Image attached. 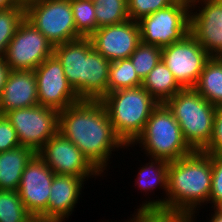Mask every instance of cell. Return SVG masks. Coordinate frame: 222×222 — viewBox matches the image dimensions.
I'll return each instance as SVG.
<instances>
[{
	"mask_svg": "<svg viewBox=\"0 0 222 222\" xmlns=\"http://www.w3.org/2000/svg\"><path fill=\"white\" fill-rule=\"evenodd\" d=\"M58 132L77 146L102 174L112 151L129 147L115 133L100 100H80L60 111Z\"/></svg>",
	"mask_w": 222,
	"mask_h": 222,
	"instance_id": "cell-1",
	"label": "cell"
},
{
	"mask_svg": "<svg viewBox=\"0 0 222 222\" xmlns=\"http://www.w3.org/2000/svg\"><path fill=\"white\" fill-rule=\"evenodd\" d=\"M212 184V154L193 151L169 162L167 210L195 218L200 206L209 203ZM197 209V210H196Z\"/></svg>",
	"mask_w": 222,
	"mask_h": 222,
	"instance_id": "cell-2",
	"label": "cell"
},
{
	"mask_svg": "<svg viewBox=\"0 0 222 222\" xmlns=\"http://www.w3.org/2000/svg\"><path fill=\"white\" fill-rule=\"evenodd\" d=\"M117 136L130 146L142 133L152 111L159 105L142 86L115 90L100 100Z\"/></svg>",
	"mask_w": 222,
	"mask_h": 222,
	"instance_id": "cell-3",
	"label": "cell"
},
{
	"mask_svg": "<svg viewBox=\"0 0 222 222\" xmlns=\"http://www.w3.org/2000/svg\"><path fill=\"white\" fill-rule=\"evenodd\" d=\"M179 124L193 151H203L210 142L217 110L194 88H183L164 103Z\"/></svg>",
	"mask_w": 222,
	"mask_h": 222,
	"instance_id": "cell-4",
	"label": "cell"
},
{
	"mask_svg": "<svg viewBox=\"0 0 222 222\" xmlns=\"http://www.w3.org/2000/svg\"><path fill=\"white\" fill-rule=\"evenodd\" d=\"M135 144L143 147L142 150L144 149L148 157L168 163L193 152L186 143L172 112L164 103H160L152 111L142 133L130 147Z\"/></svg>",
	"mask_w": 222,
	"mask_h": 222,
	"instance_id": "cell-5",
	"label": "cell"
},
{
	"mask_svg": "<svg viewBox=\"0 0 222 222\" xmlns=\"http://www.w3.org/2000/svg\"><path fill=\"white\" fill-rule=\"evenodd\" d=\"M137 22L141 42L166 47L189 34L190 4L184 0H176Z\"/></svg>",
	"mask_w": 222,
	"mask_h": 222,
	"instance_id": "cell-6",
	"label": "cell"
},
{
	"mask_svg": "<svg viewBox=\"0 0 222 222\" xmlns=\"http://www.w3.org/2000/svg\"><path fill=\"white\" fill-rule=\"evenodd\" d=\"M25 19L54 46L81 38L71 8V0H40L25 8Z\"/></svg>",
	"mask_w": 222,
	"mask_h": 222,
	"instance_id": "cell-7",
	"label": "cell"
},
{
	"mask_svg": "<svg viewBox=\"0 0 222 222\" xmlns=\"http://www.w3.org/2000/svg\"><path fill=\"white\" fill-rule=\"evenodd\" d=\"M18 135L19 144L37 152L58 132L59 111L36 105L4 114Z\"/></svg>",
	"mask_w": 222,
	"mask_h": 222,
	"instance_id": "cell-8",
	"label": "cell"
},
{
	"mask_svg": "<svg viewBox=\"0 0 222 222\" xmlns=\"http://www.w3.org/2000/svg\"><path fill=\"white\" fill-rule=\"evenodd\" d=\"M54 53V45L27 19L18 25L4 59L10 70L34 71Z\"/></svg>",
	"mask_w": 222,
	"mask_h": 222,
	"instance_id": "cell-9",
	"label": "cell"
},
{
	"mask_svg": "<svg viewBox=\"0 0 222 222\" xmlns=\"http://www.w3.org/2000/svg\"><path fill=\"white\" fill-rule=\"evenodd\" d=\"M211 55L189 33L162 48V61L183 88H193Z\"/></svg>",
	"mask_w": 222,
	"mask_h": 222,
	"instance_id": "cell-10",
	"label": "cell"
},
{
	"mask_svg": "<svg viewBox=\"0 0 222 222\" xmlns=\"http://www.w3.org/2000/svg\"><path fill=\"white\" fill-rule=\"evenodd\" d=\"M36 153L55 174L73 175L86 180L101 175L80 149L60 132L54 134Z\"/></svg>",
	"mask_w": 222,
	"mask_h": 222,
	"instance_id": "cell-11",
	"label": "cell"
},
{
	"mask_svg": "<svg viewBox=\"0 0 222 222\" xmlns=\"http://www.w3.org/2000/svg\"><path fill=\"white\" fill-rule=\"evenodd\" d=\"M38 104L59 112L80 101L69 85L63 66L53 54L45 59L35 70Z\"/></svg>",
	"mask_w": 222,
	"mask_h": 222,
	"instance_id": "cell-12",
	"label": "cell"
},
{
	"mask_svg": "<svg viewBox=\"0 0 222 222\" xmlns=\"http://www.w3.org/2000/svg\"><path fill=\"white\" fill-rule=\"evenodd\" d=\"M54 175L53 170L37 153L24 169L17 191L31 216L40 217L47 210Z\"/></svg>",
	"mask_w": 222,
	"mask_h": 222,
	"instance_id": "cell-13",
	"label": "cell"
},
{
	"mask_svg": "<svg viewBox=\"0 0 222 222\" xmlns=\"http://www.w3.org/2000/svg\"><path fill=\"white\" fill-rule=\"evenodd\" d=\"M189 33L211 56H218L222 52V0H198L191 4Z\"/></svg>",
	"mask_w": 222,
	"mask_h": 222,
	"instance_id": "cell-14",
	"label": "cell"
},
{
	"mask_svg": "<svg viewBox=\"0 0 222 222\" xmlns=\"http://www.w3.org/2000/svg\"><path fill=\"white\" fill-rule=\"evenodd\" d=\"M93 48L110 62L128 59L141 42L138 22H125L98 28L90 37Z\"/></svg>",
	"mask_w": 222,
	"mask_h": 222,
	"instance_id": "cell-15",
	"label": "cell"
},
{
	"mask_svg": "<svg viewBox=\"0 0 222 222\" xmlns=\"http://www.w3.org/2000/svg\"><path fill=\"white\" fill-rule=\"evenodd\" d=\"M92 49L89 37L54 46L53 54L61 62L65 77L80 100H86L87 54Z\"/></svg>",
	"mask_w": 222,
	"mask_h": 222,
	"instance_id": "cell-16",
	"label": "cell"
},
{
	"mask_svg": "<svg viewBox=\"0 0 222 222\" xmlns=\"http://www.w3.org/2000/svg\"><path fill=\"white\" fill-rule=\"evenodd\" d=\"M86 178L73 175L55 174L47 210L40 216L45 222H65L81 196Z\"/></svg>",
	"mask_w": 222,
	"mask_h": 222,
	"instance_id": "cell-17",
	"label": "cell"
},
{
	"mask_svg": "<svg viewBox=\"0 0 222 222\" xmlns=\"http://www.w3.org/2000/svg\"><path fill=\"white\" fill-rule=\"evenodd\" d=\"M38 105L34 71L11 70L0 95V114Z\"/></svg>",
	"mask_w": 222,
	"mask_h": 222,
	"instance_id": "cell-18",
	"label": "cell"
},
{
	"mask_svg": "<svg viewBox=\"0 0 222 222\" xmlns=\"http://www.w3.org/2000/svg\"><path fill=\"white\" fill-rule=\"evenodd\" d=\"M151 159V160H150ZM151 162L146 163L138 172V177L136 185H138L139 189L144 192L149 191L150 193L156 189L157 187L164 189L165 198L163 199H155L148 200L143 202L139 209H165L167 210V179H168V167L169 163L160 160L149 158Z\"/></svg>",
	"mask_w": 222,
	"mask_h": 222,
	"instance_id": "cell-19",
	"label": "cell"
},
{
	"mask_svg": "<svg viewBox=\"0 0 222 222\" xmlns=\"http://www.w3.org/2000/svg\"><path fill=\"white\" fill-rule=\"evenodd\" d=\"M36 152L26 146H18L0 153V189L17 191L21 176Z\"/></svg>",
	"mask_w": 222,
	"mask_h": 222,
	"instance_id": "cell-20",
	"label": "cell"
},
{
	"mask_svg": "<svg viewBox=\"0 0 222 222\" xmlns=\"http://www.w3.org/2000/svg\"><path fill=\"white\" fill-rule=\"evenodd\" d=\"M110 63L94 48L87 54L86 100H101L107 94Z\"/></svg>",
	"mask_w": 222,
	"mask_h": 222,
	"instance_id": "cell-21",
	"label": "cell"
},
{
	"mask_svg": "<svg viewBox=\"0 0 222 222\" xmlns=\"http://www.w3.org/2000/svg\"><path fill=\"white\" fill-rule=\"evenodd\" d=\"M142 87L160 103H165L183 87L175 79L172 72L161 60L143 79Z\"/></svg>",
	"mask_w": 222,
	"mask_h": 222,
	"instance_id": "cell-22",
	"label": "cell"
},
{
	"mask_svg": "<svg viewBox=\"0 0 222 222\" xmlns=\"http://www.w3.org/2000/svg\"><path fill=\"white\" fill-rule=\"evenodd\" d=\"M193 88L212 105L222 106V60L211 56Z\"/></svg>",
	"mask_w": 222,
	"mask_h": 222,
	"instance_id": "cell-23",
	"label": "cell"
},
{
	"mask_svg": "<svg viewBox=\"0 0 222 222\" xmlns=\"http://www.w3.org/2000/svg\"><path fill=\"white\" fill-rule=\"evenodd\" d=\"M141 85L142 80L137 75L129 58L119 59L110 63L107 93Z\"/></svg>",
	"mask_w": 222,
	"mask_h": 222,
	"instance_id": "cell-24",
	"label": "cell"
},
{
	"mask_svg": "<svg viewBox=\"0 0 222 222\" xmlns=\"http://www.w3.org/2000/svg\"><path fill=\"white\" fill-rule=\"evenodd\" d=\"M98 28L129 20L127 0H99L95 2Z\"/></svg>",
	"mask_w": 222,
	"mask_h": 222,
	"instance_id": "cell-25",
	"label": "cell"
},
{
	"mask_svg": "<svg viewBox=\"0 0 222 222\" xmlns=\"http://www.w3.org/2000/svg\"><path fill=\"white\" fill-rule=\"evenodd\" d=\"M129 59L137 75L143 81L150 71L162 60V48L140 42Z\"/></svg>",
	"mask_w": 222,
	"mask_h": 222,
	"instance_id": "cell-26",
	"label": "cell"
},
{
	"mask_svg": "<svg viewBox=\"0 0 222 222\" xmlns=\"http://www.w3.org/2000/svg\"><path fill=\"white\" fill-rule=\"evenodd\" d=\"M71 8L76 31L82 37H90L98 29L95 17V2L71 0Z\"/></svg>",
	"mask_w": 222,
	"mask_h": 222,
	"instance_id": "cell-27",
	"label": "cell"
},
{
	"mask_svg": "<svg viewBox=\"0 0 222 222\" xmlns=\"http://www.w3.org/2000/svg\"><path fill=\"white\" fill-rule=\"evenodd\" d=\"M30 216L18 191L0 189V222H25Z\"/></svg>",
	"mask_w": 222,
	"mask_h": 222,
	"instance_id": "cell-28",
	"label": "cell"
},
{
	"mask_svg": "<svg viewBox=\"0 0 222 222\" xmlns=\"http://www.w3.org/2000/svg\"><path fill=\"white\" fill-rule=\"evenodd\" d=\"M24 18L25 8L22 6L0 10V58H4L8 44Z\"/></svg>",
	"mask_w": 222,
	"mask_h": 222,
	"instance_id": "cell-29",
	"label": "cell"
},
{
	"mask_svg": "<svg viewBox=\"0 0 222 222\" xmlns=\"http://www.w3.org/2000/svg\"><path fill=\"white\" fill-rule=\"evenodd\" d=\"M133 218L126 222H195L193 216L165 209H136Z\"/></svg>",
	"mask_w": 222,
	"mask_h": 222,
	"instance_id": "cell-30",
	"label": "cell"
},
{
	"mask_svg": "<svg viewBox=\"0 0 222 222\" xmlns=\"http://www.w3.org/2000/svg\"><path fill=\"white\" fill-rule=\"evenodd\" d=\"M176 0H127L130 20L139 21L159 9L173 4Z\"/></svg>",
	"mask_w": 222,
	"mask_h": 222,
	"instance_id": "cell-31",
	"label": "cell"
},
{
	"mask_svg": "<svg viewBox=\"0 0 222 222\" xmlns=\"http://www.w3.org/2000/svg\"><path fill=\"white\" fill-rule=\"evenodd\" d=\"M222 202V154H212V184L209 203L215 208Z\"/></svg>",
	"mask_w": 222,
	"mask_h": 222,
	"instance_id": "cell-32",
	"label": "cell"
},
{
	"mask_svg": "<svg viewBox=\"0 0 222 222\" xmlns=\"http://www.w3.org/2000/svg\"><path fill=\"white\" fill-rule=\"evenodd\" d=\"M20 146L17 132L5 115L0 114V153Z\"/></svg>",
	"mask_w": 222,
	"mask_h": 222,
	"instance_id": "cell-33",
	"label": "cell"
},
{
	"mask_svg": "<svg viewBox=\"0 0 222 222\" xmlns=\"http://www.w3.org/2000/svg\"><path fill=\"white\" fill-rule=\"evenodd\" d=\"M203 152L208 154H222V106L217 107L212 136Z\"/></svg>",
	"mask_w": 222,
	"mask_h": 222,
	"instance_id": "cell-34",
	"label": "cell"
},
{
	"mask_svg": "<svg viewBox=\"0 0 222 222\" xmlns=\"http://www.w3.org/2000/svg\"><path fill=\"white\" fill-rule=\"evenodd\" d=\"M10 71L11 70L6 64L5 59L0 58V95L2 93V90L4 89Z\"/></svg>",
	"mask_w": 222,
	"mask_h": 222,
	"instance_id": "cell-35",
	"label": "cell"
},
{
	"mask_svg": "<svg viewBox=\"0 0 222 222\" xmlns=\"http://www.w3.org/2000/svg\"><path fill=\"white\" fill-rule=\"evenodd\" d=\"M18 6L14 0H0V10Z\"/></svg>",
	"mask_w": 222,
	"mask_h": 222,
	"instance_id": "cell-36",
	"label": "cell"
},
{
	"mask_svg": "<svg viewBox=\"0 0 222 222\" xmlns=\"http://www.w3.org/2000/svg\"><path fill=\"white\" fill-rule=\"evenodd\" d=\"M40 0H14V2L18 5V6H22L23 8H26L27 6L36 3Z\"/></svg>",
	"mask_w": 222,
	"mask_h": 222,
	"instance_id": "cell-37",
	"label": "cell"
},
{
	"mask_svg": "<svg viewBox=\"0 0 222 222\" xmlns=\"http://www.w3.org/2000/svg\"><path fill=\"white\" fill-rule=\"evenodd\" d=\"M214 213L211 215L209 222H222V214L213 208Z\"/></svg>",
	"mask_w": 222,
	"mask_h": 222,
	"instance_id": "cell-38",
	"label": "cell"
},
{
	"mask_svg": "<svg viewBox=\"0 0 222 222\" xmlns=\"http://www.w3.org/2000/svg\"><path fill=\"white\" fill-rule=\"evenodd\" d=\"M25 222H45V221L39 216H30Z\"/></svg>",
	"mask_w": 222,
	"mask_h": 222,
	"instance_id": "cell-39",
	"label": "cell"
},
{
	"mask_svg": "<svg viewBox=\"0 0 222 222\" xmlns=\"http://www.w3.org/2000/svg\"><path fill=\"white\" fill-rule=\"evenodd\" d=\"M215 209L222 214V202L219 203V204L215 207Z\"/></svg>",
	"mask_w": 222,
	"mask_h": 222,
	"instance_id": "cell-40",
	"label": "cell"
},
{
	"mask_svg": "<svg viewBox=\"0 0 222 222\" xmlns=\"http://www.w3.org/2000/svg\"><path fill=\"white\" fill-rule=\"evenodd\" d=\"M196 1H198V0H187V2L191 5V4H193L194 2H196Z\"/></svg>",
	"mask_w": 222,
	"mask_h": 222,
	"instance_id": "cell-41",
	"label": "cell"
},
{
	"mask_svg": "<svg viewBox=\"0 0 222 222\" xmlns=\"http://www.w3.org/2000/svg\"><path fill=\"white\" fill-rule=\"evenodd\" d=\"M217 57L218 58H222V52Z\"/></svg>",
	"mask_w": 222,
	"mask_h": 222,
	"instance_id": "cell-42",
	"label": "cell"
},
{
	"mask_svg": "<svg viewBox=\"0 0 222 222\" xmlns=\"http://www.w3.org/2000/svg\"><path fill=\"white\" fill-rule=\"evenodd\" d=\"M89 1H92V2H98L99 0H89Z\"/></svg>",
	"mask_w": 222,
	"mask_h": 222,
	"instance_id": "cell-43",
	"label": "cell"
}]
</instances>
